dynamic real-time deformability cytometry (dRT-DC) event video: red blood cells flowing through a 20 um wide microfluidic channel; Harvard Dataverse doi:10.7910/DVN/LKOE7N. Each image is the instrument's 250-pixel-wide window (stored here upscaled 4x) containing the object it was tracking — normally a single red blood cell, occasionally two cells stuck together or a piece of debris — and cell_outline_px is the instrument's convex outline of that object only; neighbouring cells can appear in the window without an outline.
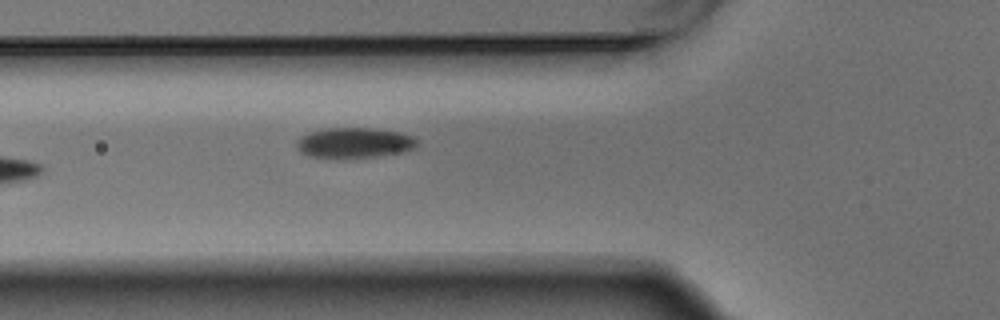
{"species": "Egyptian fruit bat (a non-hibernating species)", "species_latin": "Rousettus aegyptiacus", "temperature_condition": "warm", "stored_images_in_passage": 6, "camera_frame_rate_fps": 3000, "um_per_image_px": 0.085, "animal": {"sex": "male"}, "frame": {"image": 1, "passage_image": 6, "time_ms": 1.667, "image_size_px": [1000, 320], "cell_outline_px": [[420, 140], [416, 148], [400, 152], [376, 156], [340, 160], [336, 160], [308, 156], [300, 152], [296, 148], [296, 140], [300, 136], [308, 132], [324, 128], [376, 128], [400, 132], [412, 136]], "centroid_in_image_um": [30.07, 12.16], "position_along_channel_um": 95.7, "area_um2": 22.14}}